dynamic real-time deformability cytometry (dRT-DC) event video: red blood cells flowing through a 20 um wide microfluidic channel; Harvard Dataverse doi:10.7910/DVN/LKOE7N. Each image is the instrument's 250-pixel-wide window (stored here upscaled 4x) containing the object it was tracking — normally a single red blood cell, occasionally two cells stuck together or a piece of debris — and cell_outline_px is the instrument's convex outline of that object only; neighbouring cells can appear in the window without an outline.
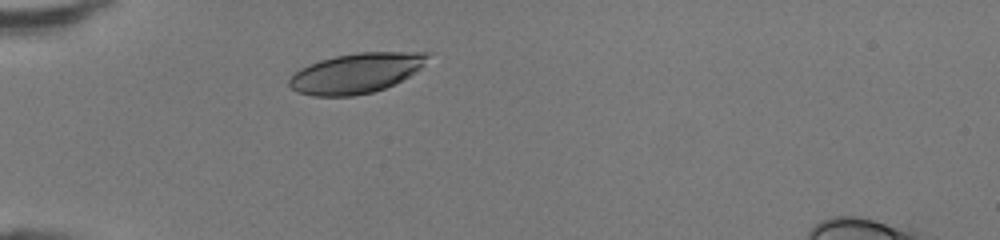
{"species": "human", "species_latin": "Homo sapiens", "temperature_condition": "room temperature", "stored_images_in_passage": 30, "camera_frame_rate_fps": 3000, "um_per_image_px": 0.085, "donor": {"sex": "female"}, "frame": {"image": 1, "passage_image": 1, "time_ms": 0.0, "image_size_px": [1000, 240], "cell_outline_px": [[436, 52], [416, 72], [384, 88], [372, 92], [352, 96], [312, 96], [296, 92], [288, 84], [288, 80], [300, 68], [308, 64], [320, 60], [336, 56], [360, 52]], "centroid_in_image_um": [30.29, 6.2], "position_along_channel_um": 54.7, "area_um2": 32.31}}
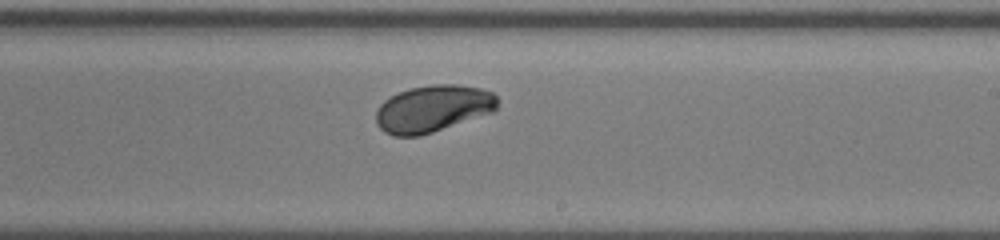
{"frame": {"image": 2, "passage_image": 16, "time_ms": 5.0, "image_size_px": [1000, 240], "cell_outline_px": [[500, 100], [496, 108], [492, 112], [420, 136], [392, 136], [384, 132], [376, 124], [376, 108], [384, 100], [408, 88], [432, 84], [456, 84], [480, 88], [492, 92]], "centroid_in_image_um": [36.78, 9.23], "position_along_channel_um": 252.2, "area_um2": 33.29}}
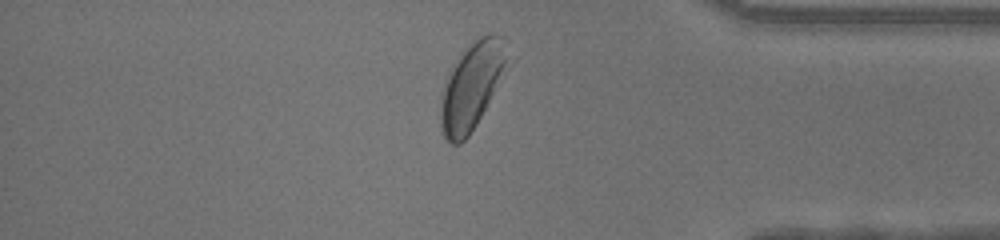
{"frame": {"image": 3, "passage_image": 27, "time_ms": 8.667, "image_size_px": [1000, 240], "cell_outline_px": [[504, 60], [488, 100], [476, 124], [468, 136], [460, 144], [452, 144], [444, 140], [440, 128], [440, 96], [444, 84], [456, 60], [480, 36], [492, 32], [504, 36]], "centroid_in_image_um": [39.96, 7.39], "position_along_channel_um": 395.2, "area_um2": 31.91}, "authors_computed_cell_mechanics": {"area_um2": 33.2061, "velocity_mm_per_s": 4.3073, "shape_relaxation_time_tau1_ms": 2.2726, "shape_relaxation_time_tau2_ms": null, "deformation_change_tau1": 0.1575, "deformation_change_tau2": null}}